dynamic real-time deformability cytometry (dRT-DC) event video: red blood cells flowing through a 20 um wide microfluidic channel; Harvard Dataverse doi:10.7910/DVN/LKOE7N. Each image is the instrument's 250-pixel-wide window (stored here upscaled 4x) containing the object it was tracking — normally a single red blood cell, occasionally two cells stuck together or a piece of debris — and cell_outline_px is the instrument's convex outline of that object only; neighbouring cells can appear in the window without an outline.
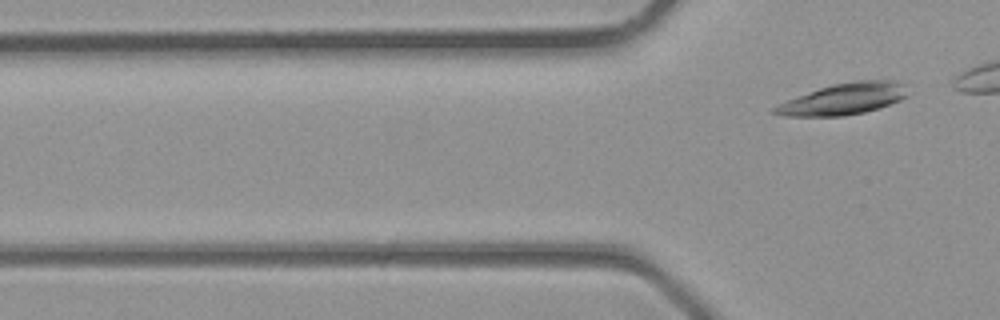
{"species": "common noctule bat (a hibernating species)", "species_latin": "Nyctalus noctula", "temperature_condition": "room temperature", "stored_images_in_passage": 2, "camera_frame_rate_fps": 3000, "um_per_image_px": 0.085, "animal": {"sex": "male", "body_mass_g": 23.1, "forearm_length_mm": 52.7}, "frame": {"image": 1, "passage_image": 2, "time_ms": 0.333, "image_size_px": [1000, 320], "cell_outline_px": [[908, 96], [900, 100], [880, 108], [864, 112], [844, 116], [784, 116], [772, 112], [772, 108], [796, 96], [832, 84], [856, 80], [888, 80], [904, 84]], "centroid_in_image_um": [71.72, 8.41], "position_along_channel_um": 54.1, "area_um2": 24.16}}